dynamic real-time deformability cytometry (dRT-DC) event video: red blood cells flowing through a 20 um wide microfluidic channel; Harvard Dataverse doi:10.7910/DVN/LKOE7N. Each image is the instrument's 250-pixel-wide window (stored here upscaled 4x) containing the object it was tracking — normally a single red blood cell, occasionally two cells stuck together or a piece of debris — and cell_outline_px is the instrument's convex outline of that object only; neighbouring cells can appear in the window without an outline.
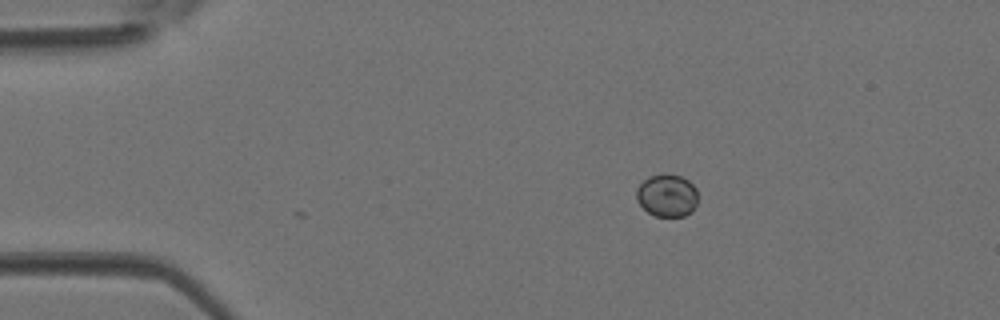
{"species": "Egyptian fruit bat (a non-hibernating species)", "species_latin": "Rousettus aegyptiacus", "temperature_condition": "room temperature", "stored_images_in_passage": 28, "camera_frame_rate_fps": 3000, "um_per_image_px": 0.085, "animal": {"sex": "female"}, "frame": {"image": 1, "passage_image": 1, "time_ms": 0.0, "image_size_px": [1000, 320], "cell_outline_px": [[696, 204], [692, 212], [684, 216], [656, 216], [648, 212], [636, 200], [636, 188], [648, 176], [660, 172], [680, 176], [688, 180], [696, 188]], "centroid_in_image_um": [56.68, 16.59], "position_along_channel_um": 28.3, "area_um2": 15.37}}
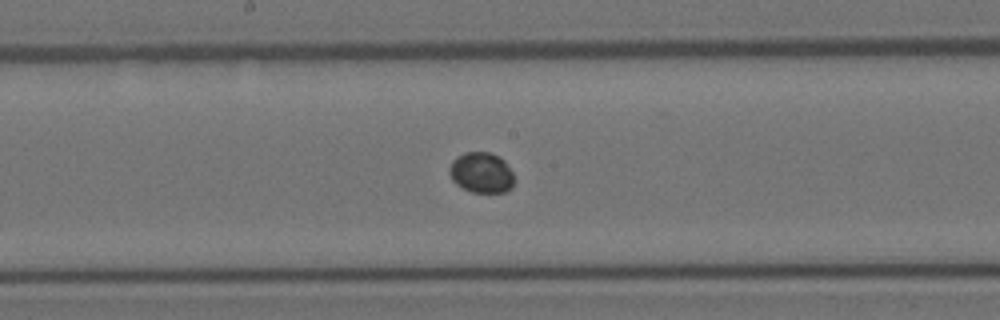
{"frame": {"image": 2, "passage_image": 16, "time_ms": 5.0, "image_size_px": [1000, 320], "cell_outline_px": [[516, 180], [512, 188], [504, 192], [472, 192], [456, 184], [452, 180], [448, 172], [448, 168], [452, 160], [456, 156], [464, 152], [488, 152], [504, 160], [512, 172]], "centroid_in_image_um": [40.91, 14.67], "position_along_channel_um": 207.3, "area_um2": 15.49}}
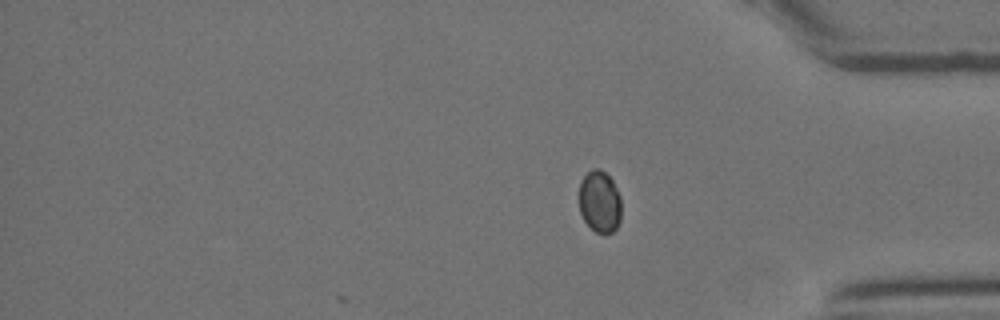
{"frame": {"image": 3, "passage_image": 28, "time_ms": 9.0, "image_size_px": [1000, 320], "cell_outline_px": [[620, 220], [616, 228], [612, 232], [596, 232], [584, 220], [580, 212], [580, 180], [592, 168], [600, 168], [612, 180], [620, 196]], "centroid_in_image_um": [50.97, 17.11], "position_along_channel_um": 384.2, "area_um2": 15.03}}